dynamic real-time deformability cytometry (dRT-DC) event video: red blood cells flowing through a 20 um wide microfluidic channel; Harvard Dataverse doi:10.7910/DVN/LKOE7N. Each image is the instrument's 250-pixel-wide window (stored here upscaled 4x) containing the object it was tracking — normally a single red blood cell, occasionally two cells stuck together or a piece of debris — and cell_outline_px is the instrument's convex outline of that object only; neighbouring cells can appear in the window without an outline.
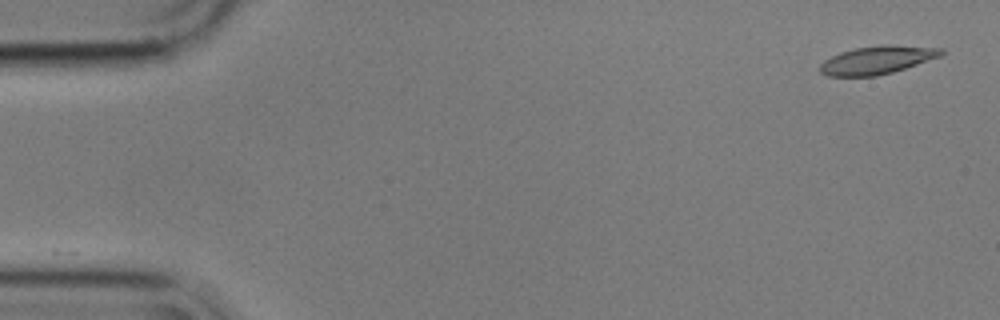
{"species": "common noctule bat (a hibernating species)", "species_latin": "Nyctalus noctula", "temperature_condition": "cold", "stored_images_in_passage": 55, "camera_frame_rate_fps": 3000, "um_per_image_px": 0.085, "animal": {"sex": "male", "body_mass_g": 17.9}, "frame": {"image": 1, "passage_image": 1, "time_ms": 0.0, "image_size_px": [1000, 320], "cell_outline_px": [[944, 52], [940, 56], [892, 72], [876, 76], [828, 76], [820, 72], [820, 64], [824, 60], [840, 52], [856, 48], [884, 44], [892, 44], [944, 48]], "centroid_in_image_um": [74.55, 5.09], "position_along_channel_um": 10.4, "area_um2": 19.77}}
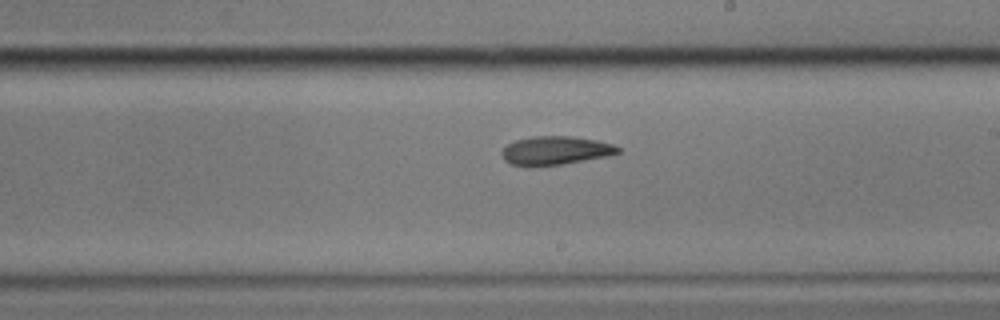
{"frame": {"image": 2, "passage_image": 31, "time_ms": 10.0, "image_size_px": [1000, 320], "cell_outline_px": [[620, 152], [608, 156], [564, 164], [532, 168], [528, 168], [512, 164], [504, 160], [500, 152], [508, 144], [516, 140], [532, 136], [572, 136], [596, 140], [612, 144], [620, 148]], "centroid_in_image_um": [47.18, 12.82], "position_along_channel_um": 241.8, "area_um2": 19.71}}
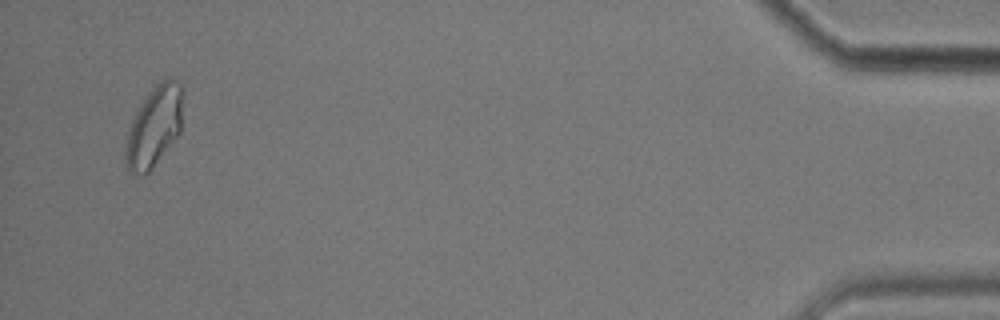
{"frame": {"image": 3, "passage_image": 53, "time_ms": 17.333, "image_size_px": [1000, 320], "cell_outline_px": [[184, 96], [180, 132], [148, 172], [144, 176], [140, 176], [132, 172], [128, 168], [124, 152], [128, 132], [132, 120], [140, 104], [148, 92], [160, 80], [168, 76], [176, 80], [184, 88]], "centroid_in_image_um": [13.14, 10.68], "position_along_channel_um": 422.1, "area_um2": 26.93}, "authors_computed_cell_mechanics": {"area_um2": 20.1144, "velocity_mm_per_s": 3.5369, "shape_relaxation_time_tau1_ms": 6.5228, "shape_relaxation_time_tau2_ms": 7.4732, "deformation_change_tau1": 0.1562, "deformation_change_tau2": 0.1445}}